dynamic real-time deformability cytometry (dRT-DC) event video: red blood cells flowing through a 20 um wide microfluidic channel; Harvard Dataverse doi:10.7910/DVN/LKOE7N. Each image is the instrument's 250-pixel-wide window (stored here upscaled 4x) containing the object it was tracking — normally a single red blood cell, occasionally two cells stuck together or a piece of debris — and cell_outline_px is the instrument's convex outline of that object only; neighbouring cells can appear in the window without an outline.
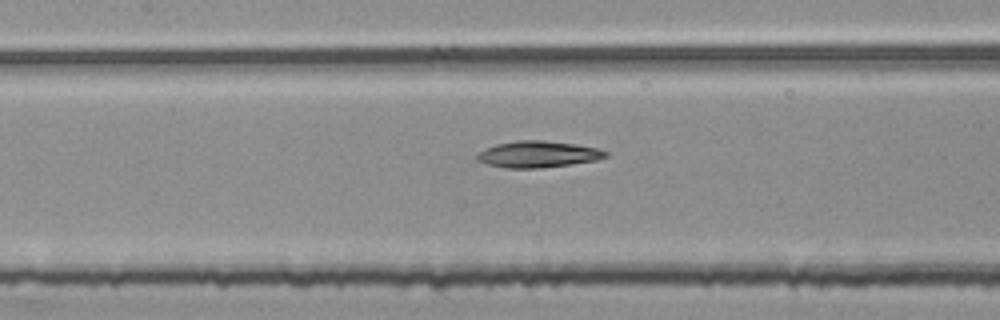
{"species": "common noctule bat (a hibernating species)", "species_latin": "Nyctalus noctula", "temperature_condition": "room temperature", "stored_images_in_passage": 54, "segment_of_instrument_passage": [2, 2], "camera_frame_rate_fps": 3000, "um_per_image_px": 0.085, "animal": {"sex": "female", "body_mass_g": 25.1}, "frame": {"image": 1, "passage_image": 25, "time_ms": 8.0, "image_size_px": [1000, 320], "cell_outline_px": [[608, 156], [596, 160], [540, 168], [508, 168], [488, 164], [476, 160], [476, 156], [484, 148], [496, 144], [516, 140], [544, 140], [576, 144], [600, 148], [608, 152]], "centroid_in_image_um": [45.73, 13.1], "position_along_channel_um": 161.7, "area_um2": 19.83}}
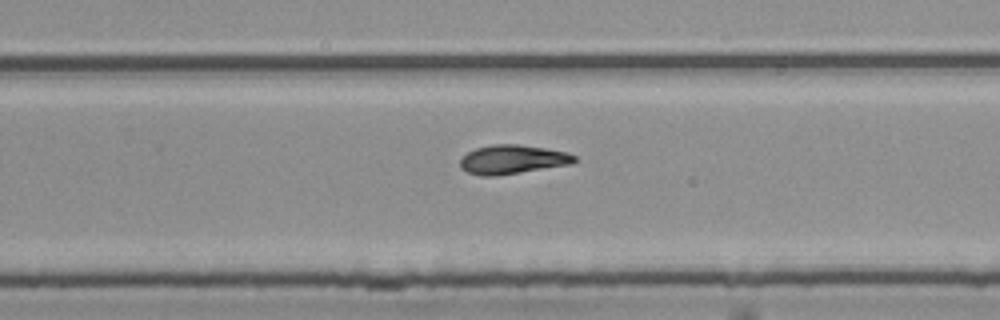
{"frame": {"image": 2, "passage_image": 35, "time_ms": 11.333, "image_size_px": [1000, 320], "cell_outline_px": [[576, 160], [568, 164], [496, 176], [484, 176], [468, 172], [460, 168], [460, 160], [468, 152], [476, 148], [492, 144], [516, 144], [544, 148], [564, 152], [576, 156]], "centroid_in_image_um": [43.5, 13.55], "position_along_channel_um": 286.3, "area_um2": 18.9}}
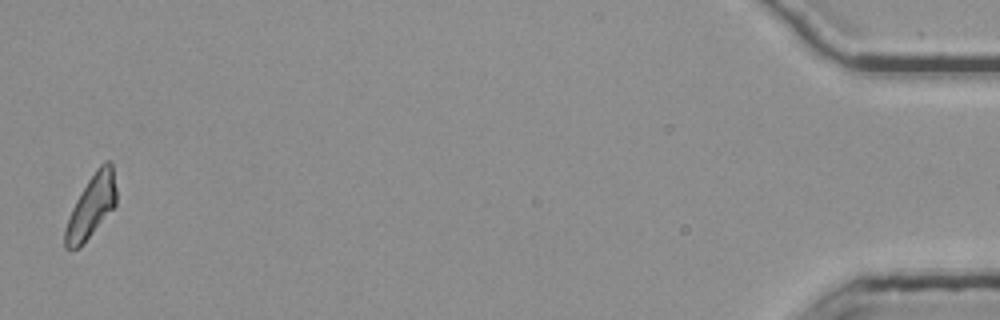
{"frame": {"image": 3, "passage_image": 54, "time_ms": 17.667, "image_size_px": [1000, 320], "cell_outline_px": [[116, 204], [80, 248], [64, 248], [64, 232], [72, 208], [76, 200], [88, 180], [96, 168], [104, 160], [108, 160], [112, 164], [116, 188]], "centroid_in_image_um": [7.76, 17.52], "position_along_channel_um": 427.4, "area_um2": 18.44}}